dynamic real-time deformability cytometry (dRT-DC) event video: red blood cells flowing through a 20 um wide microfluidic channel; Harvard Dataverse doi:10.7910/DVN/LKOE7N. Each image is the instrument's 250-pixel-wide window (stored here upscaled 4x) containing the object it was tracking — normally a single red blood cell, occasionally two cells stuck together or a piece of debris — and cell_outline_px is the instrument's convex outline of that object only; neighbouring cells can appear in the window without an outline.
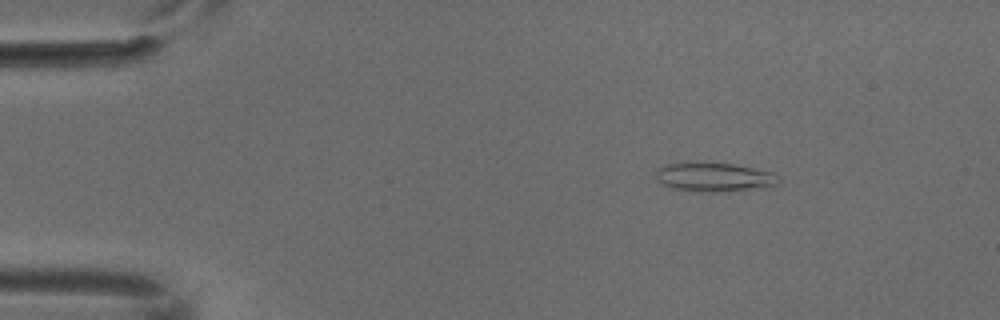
{"species": "common noctule bat (a hibernating species)", "species_latin": "Nyctalus noctula", "temperature_condition": "cold", "stored_images_in_passage": 3, "camera_frame_rate_fps": 3000, "um_per_image_px": 0.085, "animal": {"sex": "male", "body_mass_g": 18.8}, "frame": {"image": 1, "passage_image": 1, "time_ms": 0.0, "image_size_px": [1000, 320], "cell_outline_px": [[780, 180], [776, 184], [732, 192], [688, 192], [668, 188], [660, 184], [656, 180], [656, 168], [668, 164], [688, 160], [704, 160], [732, 164], [776, 172]], "centroid_in_image_um": [60.6, 15.03], "position_along_channel_um": 24.4, "area_um2": 21.96}}